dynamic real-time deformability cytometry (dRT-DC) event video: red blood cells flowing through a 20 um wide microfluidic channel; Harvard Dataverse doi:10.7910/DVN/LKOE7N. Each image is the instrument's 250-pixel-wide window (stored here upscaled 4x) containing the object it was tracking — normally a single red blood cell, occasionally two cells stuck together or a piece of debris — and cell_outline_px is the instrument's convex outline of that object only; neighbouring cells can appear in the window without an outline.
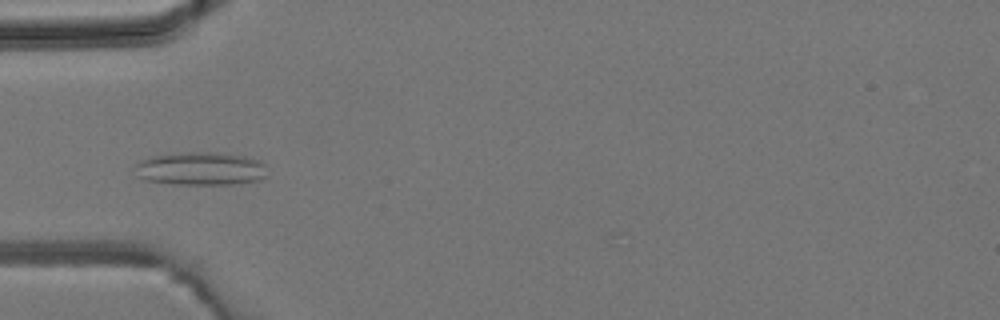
{"species": "common noctule bat (a hibernating species)", "species_latin": "Nyctalus noctula", "temperature_condition": "room temperature", "stored_images_in_passage": 5, "camera_frame_rate_fps": 3000, "um_per_image_px": 0.085, "animal": {"sex": "male", "body_mass_g": 19.2, "forearm_length_mm": 51.8}, "frame": {"image": 1, "passage_image": 4, "time_ms": 4.667, "image_size_px": [1000, 320], "cell_outline_px": [[268, 176], [260, 180], [240, 184], [172, 184], [144, 180], [136, 176], [132, 168], [140, 160], [156, 156], [188, 152], [216, 152], [244, 156], [260, 160], [264, 164]], "centroid_in_image_um": [17.06, 14.35], "position_along_channel_um": 67.9, "area_um2": 25.95}}